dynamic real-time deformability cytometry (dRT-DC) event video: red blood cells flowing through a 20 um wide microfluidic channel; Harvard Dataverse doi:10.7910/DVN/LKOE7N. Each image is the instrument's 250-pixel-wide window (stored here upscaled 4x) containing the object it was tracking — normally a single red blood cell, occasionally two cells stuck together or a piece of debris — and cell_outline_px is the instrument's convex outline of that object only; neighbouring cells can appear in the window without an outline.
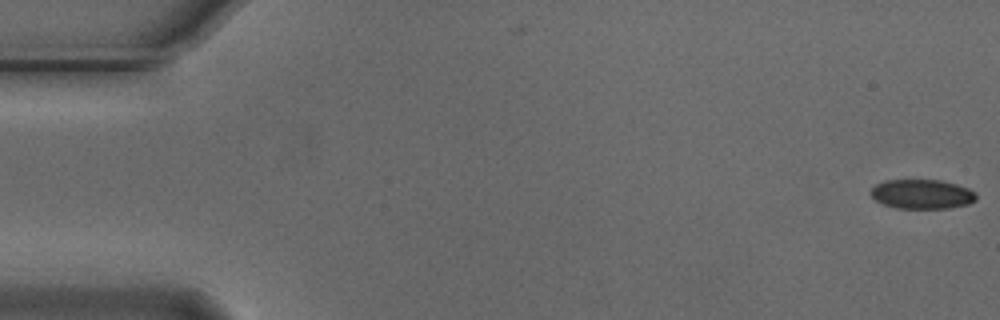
{"species": "Egyptian fruit bat (a non-hibernating species)", "species_latin": "Rousettus aegyptiacus", "temperature_condition": "cold", "stored_images_in_passage": 55, "camera_frame_rate_fps": 3000, "um_per_image_px": 0.085, "animal": {"sex": "male"}, "frame": {"image": 1, "passage_image": 1, "time_ms": 0.0, "image_size_px": [1000, 320], "cell_outline_px": [[976, 200], [968, 204], [948, 208], [896, 208], [884, 204], [876, 200], [868, 192], [876, 184], [884, 180], [940, 180], [956, 184], [968, 188], [976, 192]], "centroid_in_image_um": [78.36, 16.49], "position_along_channel_um": 6.6, "area_um2": 18.09}}
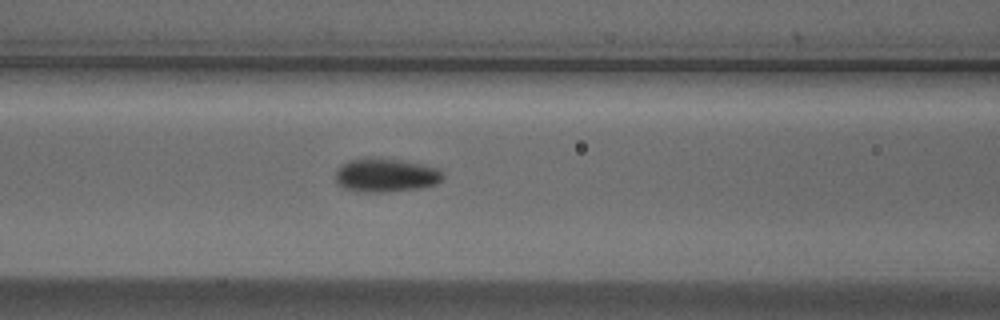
{"frame": {"image": 2, "passage_image": 23, "time_ms": 7.333, "image_size_px": [1000, 320], "cell_outline_px": [[444, 176], [436, 184], [420, 188], [380, 192], [364, 192], [344, 188], [336, 180], [336, 168], [340, 164], [348, 160], [368, 156], [376, 156], [404, 160], [436, 168], [444, 172]], "centroid_in_image_um": [32.76, 14.85], "position_along_channel_um": 133.8, "area_um2": 21.39}}
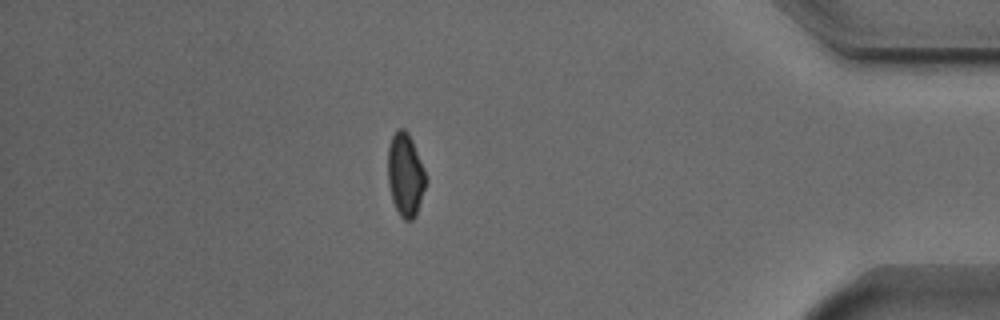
{"frame": {"image": 3, "passage_image": 48, "time_ms": 15.667, "image_size_px": [1000, 320], "cell_outline_px": [[428, 180], [416, 216], [412, 220], [404, 220], [400, 216], [392, 200], [388, 184], [388, 148], [392, 136], [400, 128], [404, 128], [408, 132], [412, 140], [424, 168]], "centroid_in_image_um": [34.47, 14.88], "position_along_channel_um": 400.7, "area_um2": 18.55}, "authors_computed_cell_mechanics": {"area_um2": 19.3052, "velocity_mm_per_s": 3.7135, "shape_relaxation_time_tau1_ms": 4.3029, "shape_relaxation_time_tau2_ms": 3.8744, "deformation_change_tau1": 0.1146, "deformation_change_tau2": 0.0815}}